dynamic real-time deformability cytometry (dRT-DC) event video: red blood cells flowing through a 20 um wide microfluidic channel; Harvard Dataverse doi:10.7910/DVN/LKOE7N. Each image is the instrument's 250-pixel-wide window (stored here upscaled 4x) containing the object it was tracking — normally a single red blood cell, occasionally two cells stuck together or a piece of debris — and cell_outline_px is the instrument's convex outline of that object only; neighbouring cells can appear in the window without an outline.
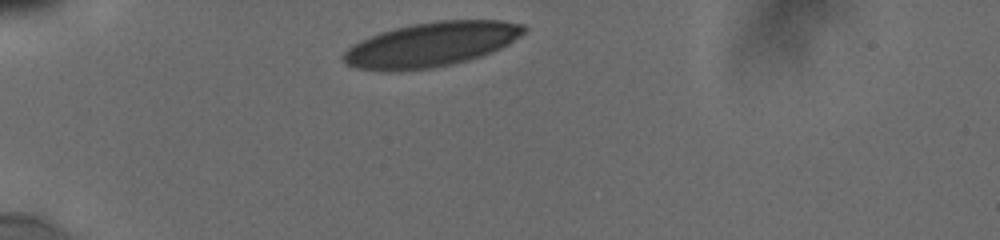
{"species": "human", "species_latin": "Homo sapiens", "temperature_condition": "cold", "stored_images_in_passage": 3, "camera_frame_rate_fps": 3000, "um_per_image_px": 0.085, "donor": {"sex": "male"}, "frame": {"image": 1, "passage_image": 1, "time_ms": 0.0, "image_size_px": [1000, 240], "cell_outline_px": [[528, 28], [520, 36], [508, 44], [492, 52], [468, 60], [432, 68], [400, 72], [388, 72], [356, 68], [344, 64], [340, 56], [352, 44], [360, 40], [380, 32], [412, 24], [436, 20], [500, 20], [524, 24]], "centroid_in_image_um": [36.61, 3.79], "position_along_channel_um": 48.4, "area_um2": 47.22}}